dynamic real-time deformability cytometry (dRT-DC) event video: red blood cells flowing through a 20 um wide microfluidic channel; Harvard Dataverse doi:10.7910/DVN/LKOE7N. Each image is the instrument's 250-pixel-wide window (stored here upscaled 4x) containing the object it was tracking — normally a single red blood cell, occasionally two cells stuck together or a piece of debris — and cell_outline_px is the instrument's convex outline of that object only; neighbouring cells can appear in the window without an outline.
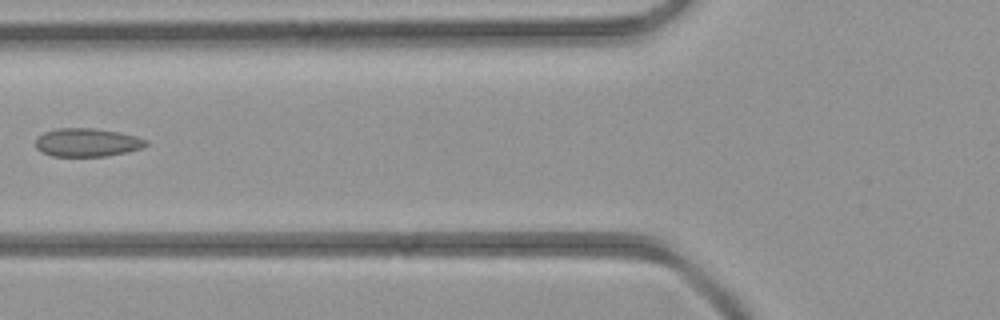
{"species": "common noctule bat (a hibernating species)", "species_latin": "Nyctalus noctula", "temperature_condition": "room temperature", "stored_images_in_passage": 3, "camera_frame_rate_fps": 3000, "um_per_image_px": 0.085, "animal": {"sex": "female", "body_mass_g": 21.9}, "frame": {"image": 1, "passage_image": 3, "time_ms": 2.333, "image_size_px": [1000, 320], "cell_outline_px": [[148, 144], [140, 148], [128, 152], [104, 156], [52, 156], [40, 152], [36, 148], [36, 136], [44, 132], [56, 128], [92, 128], [120, 132], [136, 136], [148, 140]], "centroid_in_image_um": [7.38, 12.1], "position_along_channel_um": 118.4, "area_um2": 18.38}}